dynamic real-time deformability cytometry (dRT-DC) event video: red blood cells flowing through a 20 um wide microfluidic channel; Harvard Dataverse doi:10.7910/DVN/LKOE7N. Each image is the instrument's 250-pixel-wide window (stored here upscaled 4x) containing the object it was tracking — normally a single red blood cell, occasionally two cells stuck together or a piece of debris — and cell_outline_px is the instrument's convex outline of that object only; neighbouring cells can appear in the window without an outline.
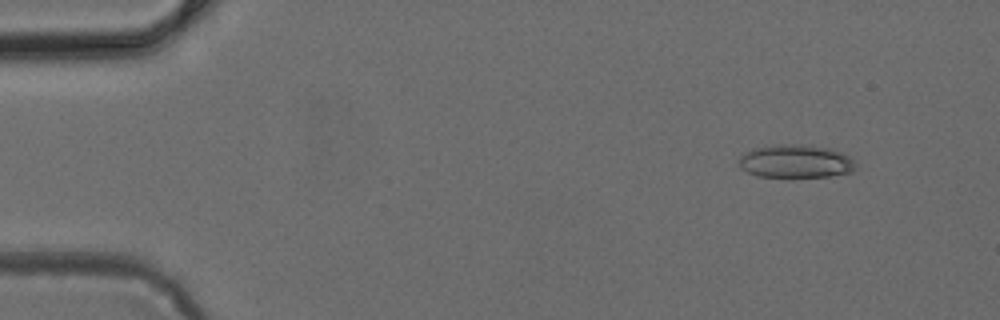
{"species": "common noctule bat (a hibernating species)", "species_latin": "Nyctalus noctula", "temperature_condition": "cold", "stored_images_in_passage": 47, "camera_frame_rate_fps": 3000, "um_per_image_px": 0.085, "animal": {"sex": "female", "body_mass_g": 24.6, "forearm_length_mm": 56.2}, "frame": {"image": 1, "passage_image": 4, "time_ms": 1.0, "image_size_px": [1000, 320], "cell_outline_px": [[856, 168], [852, 172], [828, 176], [756, 176], [740, 168], [740, 156], [744, 152], [752, 148], [776, 144], [812, 144], [828, 148], [840, 152], [848, 156], [852, 160]], "centroid_in_image_um": [67.61, 13.69], "position_along_channel_um": 17.4, "area_um2": 22.54}}
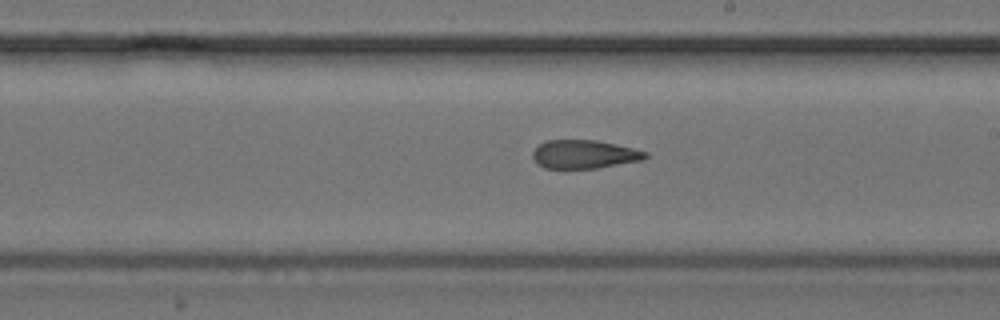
{"frame": {"image": 2, "passage_image": 27, "time_ms": 8.667, "image_size_px": [1000, 320], "cell_outline_px": [[648, 156], [644, 160], [596, 168], [544, 168], [532, 156], [532, 152], [540, 144], [548, 140], [596, 140], [616, 144], [648, 152]], "centroid_in_image_um": [49.7, 13.11], "position_along_channel_um": 239.3, "area_um2": 18.55}}
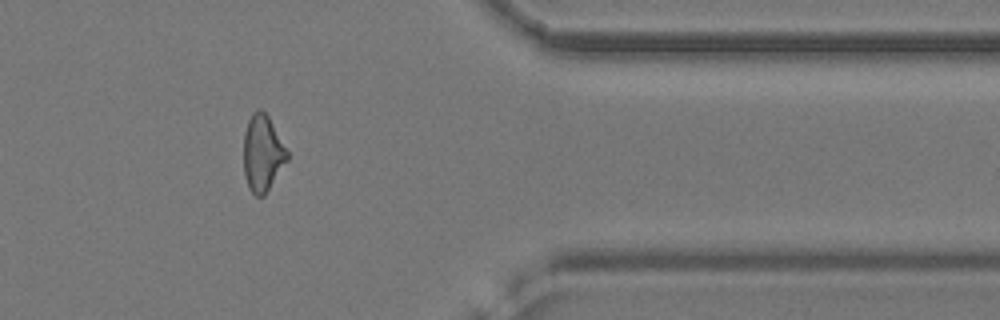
{"frame": {"image": 3, "passage_image": 39, "time_ms": 12.667, "image_size_px": [1000, 320], "cell_outline_px": [[288, 160], [264, 196], [256, 196], [248, 188], [244, 176], [244, 132], [248, 120], [252, 112], [256, 108], [260, 108], [268, 116], [288, 152]], "centroid_in_image_um": [22.3, 13.02], "position_along_channel_um": 389.1, "area_um2": 19.42}}